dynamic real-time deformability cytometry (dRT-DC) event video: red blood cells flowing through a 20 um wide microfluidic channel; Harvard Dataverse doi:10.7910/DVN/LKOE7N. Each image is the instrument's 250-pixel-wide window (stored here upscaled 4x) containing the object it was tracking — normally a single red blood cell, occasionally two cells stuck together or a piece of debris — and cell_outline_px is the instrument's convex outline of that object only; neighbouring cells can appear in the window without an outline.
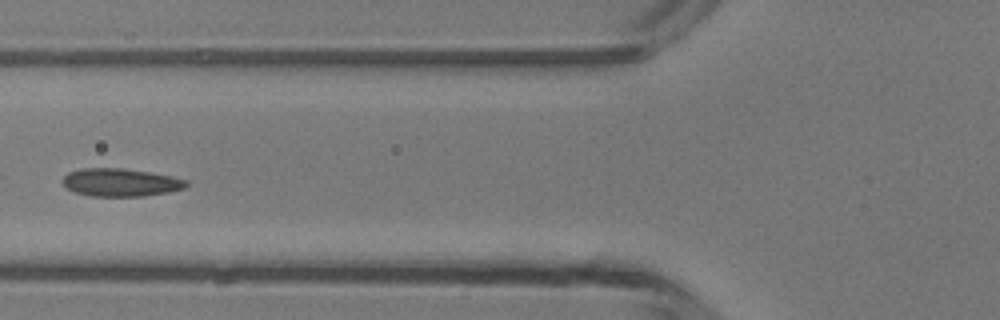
{"species": "common noctule bat (a hibernating species)", "species_latin": "Nyctalus noctula", "temperature_condition": "room temperature", "stored_images_in_passage": 8, "camera_frame_rate_fps": 3000, "um_per_image_px": 0.085, "animal": {"sex": "male", "body_mass_g": 13.3}, "frame": {"image": 1, "passage_image": 6, "time_ms": 6.0, "image_size_px": [1000, 320], "cell_outline_px": [[188, 184], [184, 188], [168, 192], [144, 196], [88, 196], [64, 188], [60, 180], [68, 172], [80, 168], [120, 168], [148, 172], [172, 176], [188, 180]], "centroid_in_image_um": [10.19, 15.51], "position_along_channel_um": 115.6, "area_um2": 20.29}}
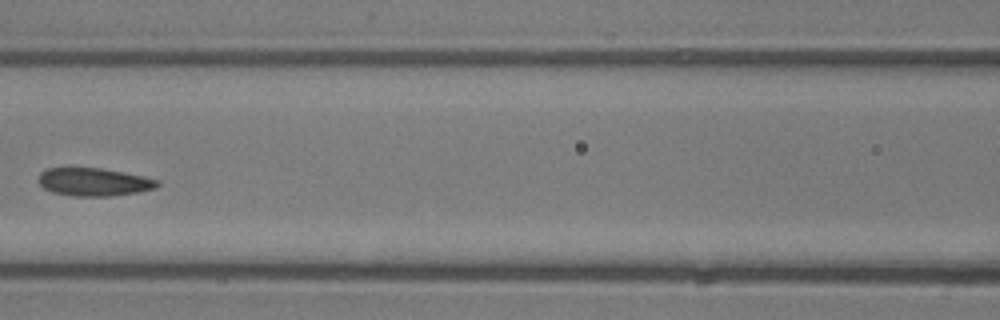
{"frame": {"image": 2, "passage_image": 7, "time_ms": 7.0, "image_size_px": [1000, 320], "cell_outline_px": [[160, 184], [156, 188], [136, 192], [108, 196], [72, 196], [52, 192], [44, 188], [36, 180], [40, 172], [48, 168], [100, 168], [124, 172], [144, 176], [160, 180]], "centroid_in_image_um": [7.97, 15.46], "position_along_channel_um": 158.6, "area_um2": 19.48}}
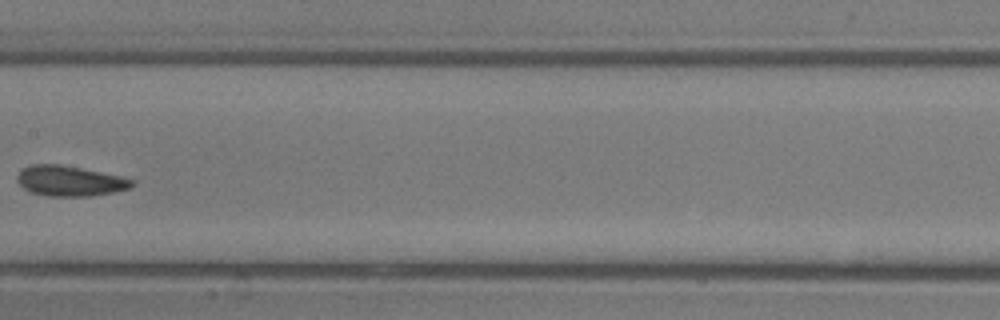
{"frame": {"image": 3, "passage_image": 8, "time_ms": 8.0, "image_size_px": [1000, 320], "cell_outline_px": [[136, 184], [132, 188], [92, 196], [48, 196], [32, 192], [24, 188], [16, 180], [16, 176], [24, 168], [32, 164], [60, 164], [120, 176], [136, 180]], "centroid_in_image_um": [5.97, 15.38], "position_along_channel_um": 201.4, "area_um2": 20.23}}